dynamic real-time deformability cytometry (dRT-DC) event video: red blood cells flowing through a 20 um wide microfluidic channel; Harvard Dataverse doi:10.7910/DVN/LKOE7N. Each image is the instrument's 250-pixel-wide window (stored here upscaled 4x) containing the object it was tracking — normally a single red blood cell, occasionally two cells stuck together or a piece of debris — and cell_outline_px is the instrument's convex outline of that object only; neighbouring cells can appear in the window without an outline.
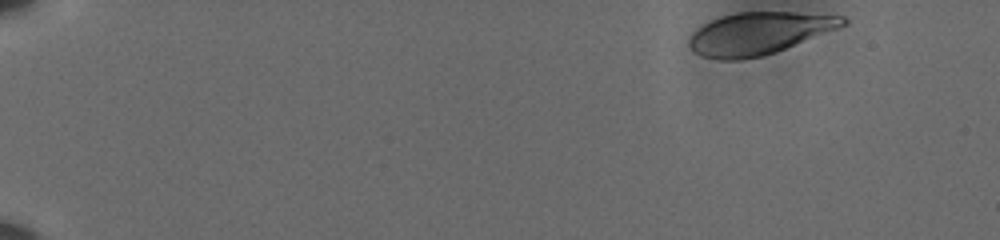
{"species": "human", "species_latin": "Homo sapiens", "temperature_condition": "cold", "stored_images_in_passage": 48, "camera_frame_rate_fps": 3000, "um_per_image_px": 0.085, "donor": {"sex": "male"}, "frame": {"image": 1, "passage_image": 1, "time_ms": 0.0, "image_size_px": [1000, 240], "cell_outline_px": [[848, 24], [840, 28], [776, 52], [760, 56], [740, 60], [720, 60], [700, 56], [692, 52], [688, 44], [688, 36], [692, 32], [704, 24], [720, 16], [736, 12], [792, 12], [844, 16], [848, 20]], "centroid_in_image_um": [64.5, 2.84], "position_along_channel_um": 20.5, "area_um2": 38.21}}
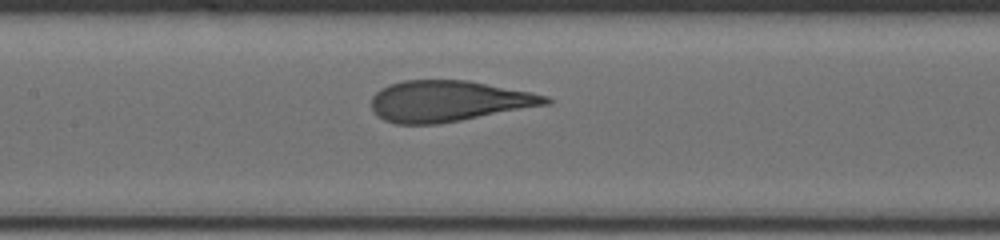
{"frame": {"image": 2, "passage_image": 26, "time_ms": 8.333, "image_size_px": [1000, 240], "cell_outline_px": [[552, 104], [460, 120], [436, 124], [396, 124], [384, 120], [372, 108], [372, 96], [380, 88], [388, 84], [404, 80], [468, 80], [532, 92], [548, 96], [552, 100]], "centroid_in_image_um": [38.15, 8.58], "position_along_channel_um": 169.2, "area_um2": 41.67}}
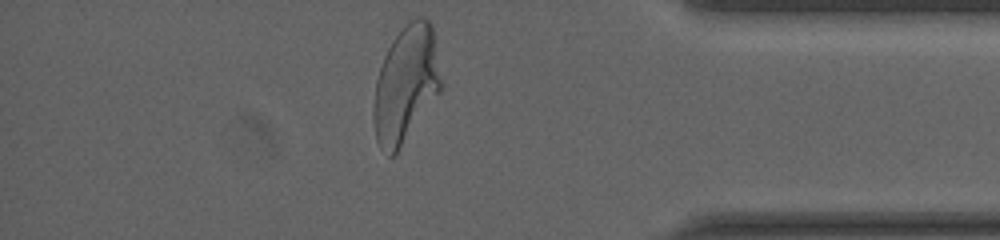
{"frame": {"image": 3, "passage_image": 47, "time_ms": 15.333, "image_size_px": [1000, 240], "cell_outline_px": [[444, 84], [440, 92], [396, 152], [392, 156], [388, 156], [380, 148], [376, 140], [372, 116], [372, 112], [376, 80], [384, 56], [392, 40], [404, 24], [416, 16], [424, 16], [432, 24]], "centroid_in_image_um": [34.51, 7.12], "position_along_channel_um": 400.7, "area_um2": 46.18}, "authors_computed_cell_mechanics": {"area_um2": 42.3096, "velocity_mm_per_s": 3.5899, "shape_relaxation_time_tau1_ms": 4.5263, "shape_relaxation_time_tau2_ms": null, "deformation_change_tau1": 0.2088, "deformation_change_tau2": null}}